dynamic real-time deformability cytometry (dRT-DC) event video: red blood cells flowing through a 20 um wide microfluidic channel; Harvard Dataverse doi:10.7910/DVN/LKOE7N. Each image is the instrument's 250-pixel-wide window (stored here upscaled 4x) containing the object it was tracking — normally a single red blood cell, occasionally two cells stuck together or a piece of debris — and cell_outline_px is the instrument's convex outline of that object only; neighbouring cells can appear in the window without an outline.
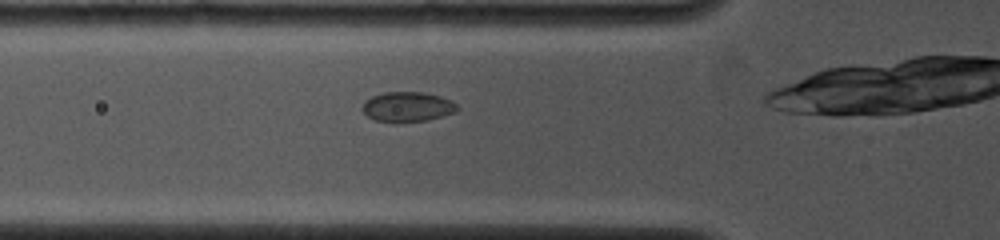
{"species": "common noctule bat (a hibernating species)", "species_latin": "Nyctalus noctula", "temperature_condition": "cold", "stored_images_in_passage": 8, "camera_frame_rate_fps": 4000, "um_per_image_px": 0.085, "animal": {"sex": "female", "body_mass_g": 19.0, "forearm_length_mm": 53.3}, "frame": {"image": 1, "passage_image": 3, "time_ms": 1.5, "image_size_px": [1000, 240], "cell_outline_px": [[460, 108], [456, 112], [444, 116], [428, 120], [400, 124], [396, 124], [376, 120], [368, 116], [360, 108], [372, 96], [384, 92], [424, 92], [440, 96], [452, 100]], "centroid_in_image_um": [34.67, 9.1], "position_along_channel_um": 91.1, "area_um2": 16.94}}
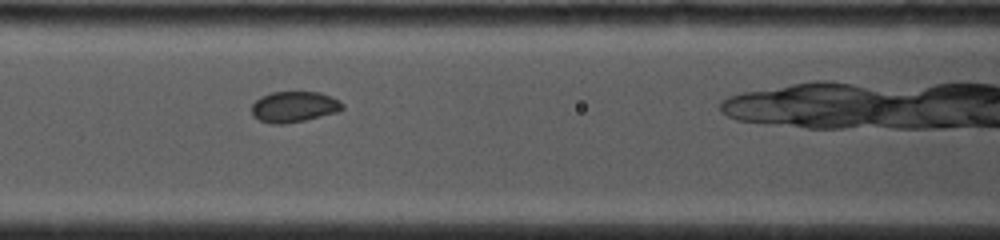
{"frame": {"image": 2, "passage_image": 5, "time_ms": 2.75, "image_size_px": [1000, 240], "cell_outline_px": [[344, 108], [336, 112], [304, 120], [284, 124], [272, 124], [260, 120], [252, 116], [252, 104], [260, 96], [272, 92], [320, 92], [340, 100], [344, 104]], "centroid_in_image_um": [24.98, 9.07], "position_along_channel_um": 141.6, "area_um2": 16.3}}
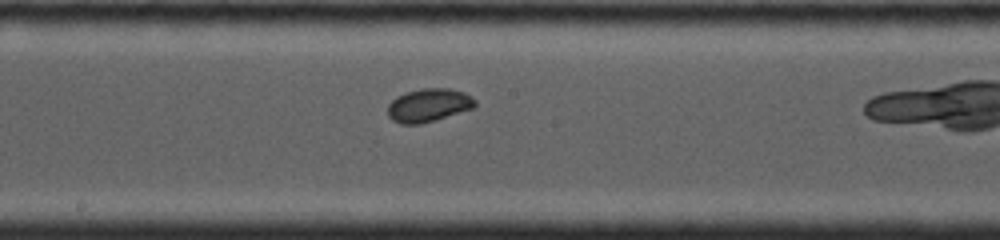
{"frame": {"image": 3, "passage_image": 8, "time_ms": 4.5, "image_size_px": [1000, 240], "cell_outline_px": [[476, 108], [436, 120], [420, 124], [400, 124], [392, 120], [388, 116], [388, 104], [396, 96], [404, 92], [420, 88], [448, 88], [464, 92], [472, 96], [476, 100]], "centroid_in_image_um": [36.45, 8.94], "position_along_channel_um": 211.8, "area_um2": 17.34}}